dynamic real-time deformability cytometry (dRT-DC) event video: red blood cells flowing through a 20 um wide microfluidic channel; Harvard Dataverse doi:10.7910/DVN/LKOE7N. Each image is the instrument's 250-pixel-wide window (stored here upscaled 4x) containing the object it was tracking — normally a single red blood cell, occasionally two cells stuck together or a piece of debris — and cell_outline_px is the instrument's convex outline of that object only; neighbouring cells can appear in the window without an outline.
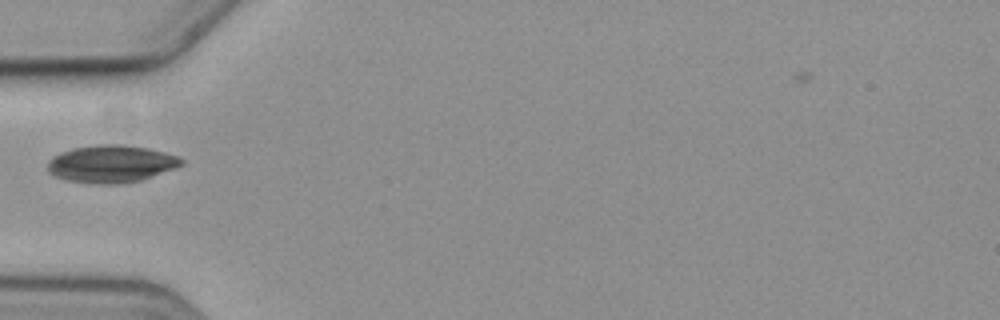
{"species": "common noctule bat (a hibernating species)", "species_latin": "Nyctalus noctula", "temperature_condition": "cold", "stored_images_in_passage": 5, "camera_frame_rate_fps": 3000, "um_per_image_px": 0.085, "animal": {"sex": "female", "body_mass_g": 19.3, "forearm_length_mm": 54.1}, "frame": {"image": 1, "passage_image": 1, "time_ms": 0.0, "image_size_px": [1000, 320], "cell_outline_px": [[184, 164], [176, 168], [140, 180], [120, 184], [92, 184], [64, 180], [52, 176], [48, 172], [48, 160], [52, 156], [60, 152], [72, 148], [96, 144], [120, 144], [148, 148], [180, 156], [184, 160]], "centroid_in_image_um": [9.42, 13.93], "position_along_channel_um": 75.6, "area_um2": 29.65}}
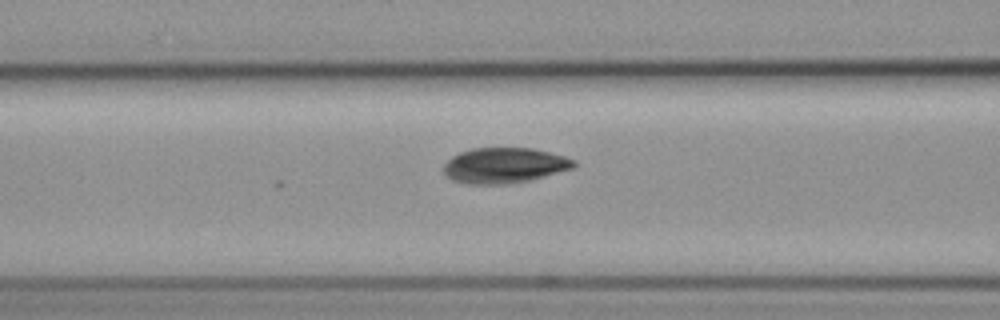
{"frame": {"image": 2, "passage_image": 5, "time_ms": 1.333, "image_size_px": [1000, 320], "cell_outline_px": [[576, 164], [572, 168], [544, 176], [528, 180], [508, 184], [468, 184], [452, 180], [444, 172], [444, 164], [452, 156], [460, 152], [472, 148], [532, 148], [564, 156], [576, 160]], "centroid_in_image_um": [42.85, 14.06], "position_along_channel_um": 123.7, "area_um2": 26.7}}